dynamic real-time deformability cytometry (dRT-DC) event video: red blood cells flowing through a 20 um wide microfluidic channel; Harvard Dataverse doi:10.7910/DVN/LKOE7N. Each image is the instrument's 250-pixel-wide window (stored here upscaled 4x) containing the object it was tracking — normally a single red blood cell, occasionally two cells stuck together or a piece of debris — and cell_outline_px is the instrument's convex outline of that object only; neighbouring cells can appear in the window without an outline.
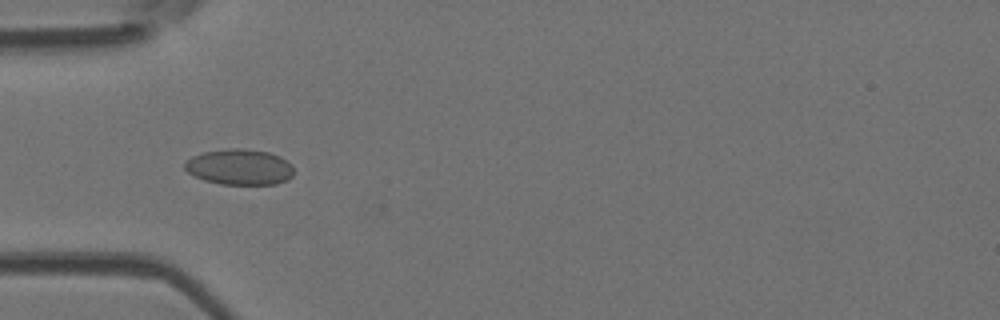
{"species": "Egyptian fruit bat (a non-hibernating species)", "species_latin": "Rousettus aegyptiacus", "temperature_condition": "room temperature", "stored_images_in_passage": 52, "camera_frame_rate_fps": 3000, "um_per_image_px": 0.085, "animal": {"sex": "female"}, "frame": {"image": 1, "passage_image": 17, "time_ms": 5.333, "image_size_px": [1000, 320], "cell_outline_px": [[292, 176], [288, 180], [276, 184], [220, 184], [204, 180], [188, 172], [184, 168], [184, 160], [192, 156], [204, 152], [228, 148], [244, 148], [268, 152], [280, 156], [292, 164]], "centroid_in_image_um": [20.35, 14.19], "position_along_channel_um": 64.6, "area_um2": 22.83}}
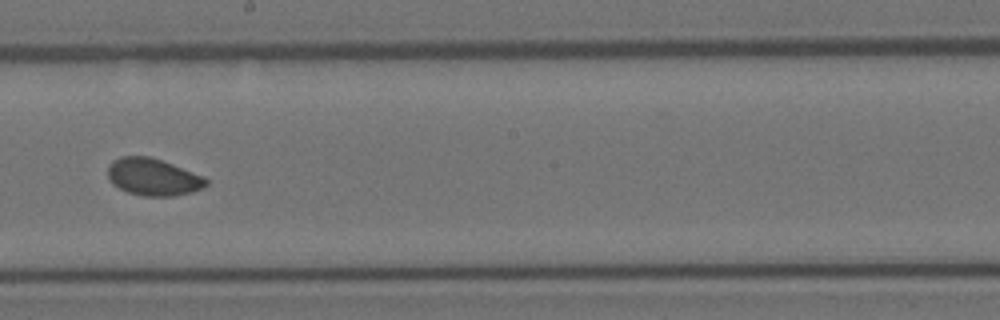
{"frame": {"image": 2, "passage_image": 30, "time_ms": 9.667, "image_size_px": [1000, 320], "cell_outline_px": [[208, 184], [192, 192], [172, 196], [144, 196], [128, 192], [112, 184], [108, 176], [108, 164], [112, 160], [120, 156], [148, 156], [172, 164], [204, 176], [208, 180]], "centroid_in_image_um": [12.99, 15.04], "position_along_channel_um": 235.2, "area_um2": 21.21}}
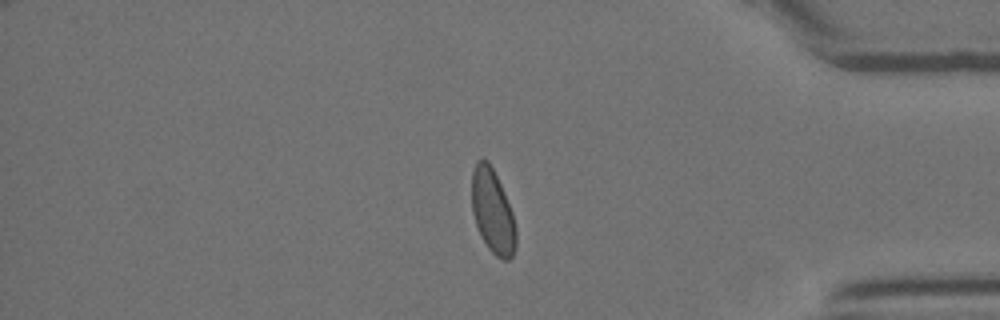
{"frame": {"image": 3, "passage_image": 44, "time_ms": 14.333, "image_size_px": [1000, 320], "cell_outline_px": [[516, 248], [512, 256], [508, 260], [504, 260], [496, 256], [488, 248], [480, 236], [472, 212], [472, 172], [476, 160], [484, 156], [488, 160], [500, 184], [512, 212], [516, 228]], "centroid_in_image_um": [41.86, 17.96], "position_along_channel_um": 393.3, "area_um2": 21.73}, "authors_computed_cell_mechanics": {"area_um2": 21.675, "velocity_mm_per_s": 3.9576, "shape_relaxation_time_tau1_ms": null, "shape_relaxation_time_tau2_ms": 1.9437, "deformation_change_tau1": null, "deformation_change_tau2": 0.045}}